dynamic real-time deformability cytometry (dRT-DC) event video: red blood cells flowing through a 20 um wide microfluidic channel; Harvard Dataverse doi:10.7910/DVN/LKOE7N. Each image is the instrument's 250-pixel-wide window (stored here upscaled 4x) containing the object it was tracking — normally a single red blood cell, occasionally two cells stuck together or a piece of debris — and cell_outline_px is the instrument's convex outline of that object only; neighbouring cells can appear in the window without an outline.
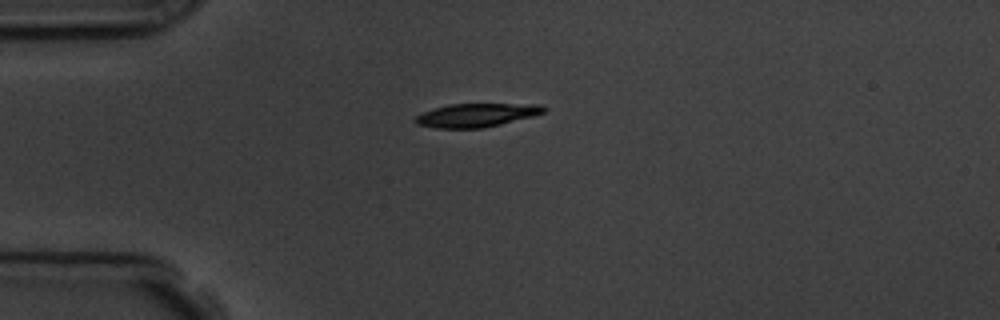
{"species": "common noctule bat (a hibernating species)", "species_latin": "Nyctalus noctula", "temperature_condition": "room temperature", "stored_images_in_passage": 13, "camera_frame_rate_fps": 3000, "um_per_image_px": 0.085, "animal": {"sex": "male", "body_mass_g": 19.5, "forearm_length_mm": 54.6}, "frame": {"image": 1, "passage_image": 1, "time_ms": 0.0, "image_size_px": [1000, 320], "cell_outline_px": [[548, 108], [544, 112], [532, 116], [484, 128], [436, 128], [416, 124], [412, 120], [416, 116], [424, 112], [448, 104], [540, 104]], "centroid_in_image_um": [40.49, 9.79], "position_along_channel_um": 44.5, "area_um2": 17.51}, "authors_computed_cell_mechanics": {"area_um2": 17.7446, "velocity_mm_per_s": 3.7668, "shape_relaxation_time_tau1_ms": 2.7663, "shape_relaxation_time_tau2_ms": null, "deformation_change_tau1": 0.1151, "deformation_change_tau2": null}}